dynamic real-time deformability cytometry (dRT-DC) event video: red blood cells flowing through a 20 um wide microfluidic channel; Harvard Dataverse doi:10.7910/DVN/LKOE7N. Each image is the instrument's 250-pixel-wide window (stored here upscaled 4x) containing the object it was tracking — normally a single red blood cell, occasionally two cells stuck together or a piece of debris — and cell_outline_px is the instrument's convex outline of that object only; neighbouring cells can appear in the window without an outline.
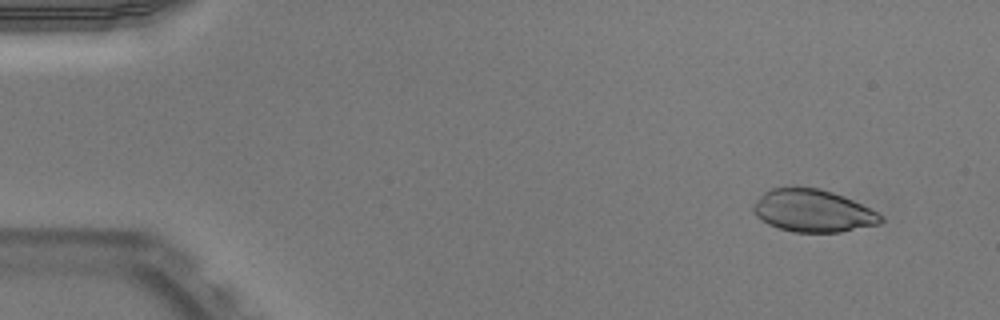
{"species": "Egyptian fruit bat (a non-hibernating species)", "species_latin": "Rousettus aegyptiacus", "temperature_condition": "warm", "stored_images_in_passage": 52, "camera_frame_rate_fps": 3000, "um_per_image_px": 0.085, "animal": {"sex": "male"}, "frame": {"image": 1, "passage_image": 5, "time_ms": 1.333, "image_size_px": [1000, 320], "cell_outline_px": [[884, 220], [880, 224], [840, 232], [792, 232], [768, 224], [756, 216], [752, 208], [752, 204], [764, 192], [772, 188], [792, 184], [820, 188], [844, 196], [884, 216]], "centroid_in_image_um": [69.06, 17.88], "position_along_channel_um": 15.9, "area_um2": 32.02}}
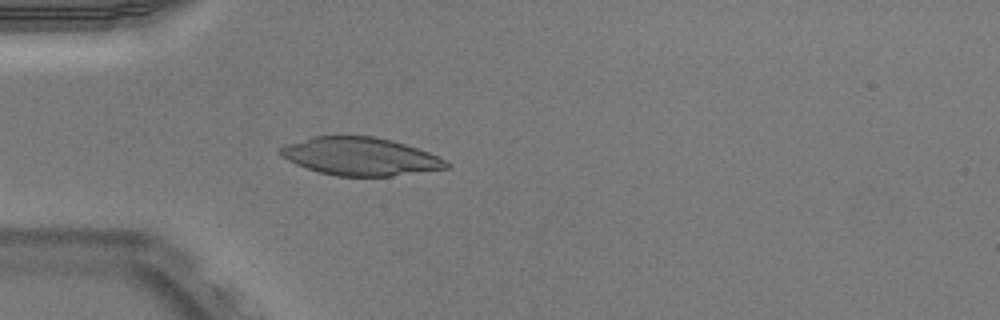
{"frame": {"image": 2, "passage_image": 16, "time_ms": 5.0, "image_size_px": [1000, 320], "cell_outline_px": [[452, 164], [448, 168], [392, 176], [336, 176], [320, 172], [296, 164], [280, 156], [276, 152], [280, 148], [288, 144], [312, 136], [372, 136], [392, 140], [428, 152]], "centroid_in_image_um": [30.6, 13.3], "position_along_channel_um": 54.4, "area_um2": 36.47}}
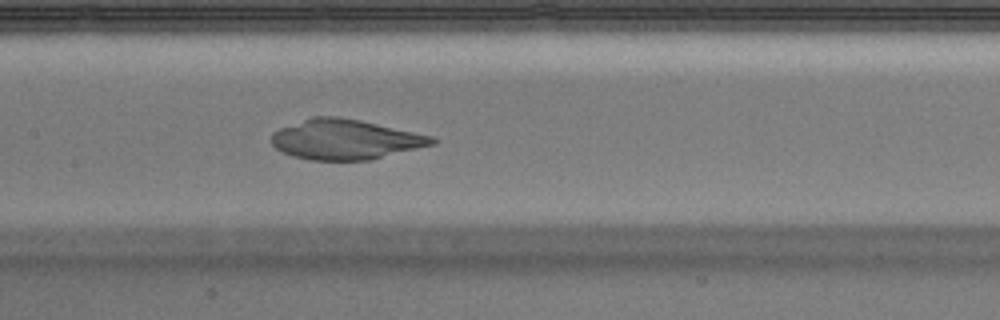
{"frame": {"image": 3, "passage_image": 26, "time_ms": 8.333, "image_size_px": [1000, 320], "cell_outline_px": [[436, 144], [372, 160], [308, 160], [284, 152], [276, 148], [272, 144], [272, 132], [280, 128], [312, 116], [336, 116], [360, 120], [432, 136], [436, 140]], "centroid_in_image_um": [29.37, 11.85], "position_along_channel_um": 178.0, "area_um2": 37.34}}